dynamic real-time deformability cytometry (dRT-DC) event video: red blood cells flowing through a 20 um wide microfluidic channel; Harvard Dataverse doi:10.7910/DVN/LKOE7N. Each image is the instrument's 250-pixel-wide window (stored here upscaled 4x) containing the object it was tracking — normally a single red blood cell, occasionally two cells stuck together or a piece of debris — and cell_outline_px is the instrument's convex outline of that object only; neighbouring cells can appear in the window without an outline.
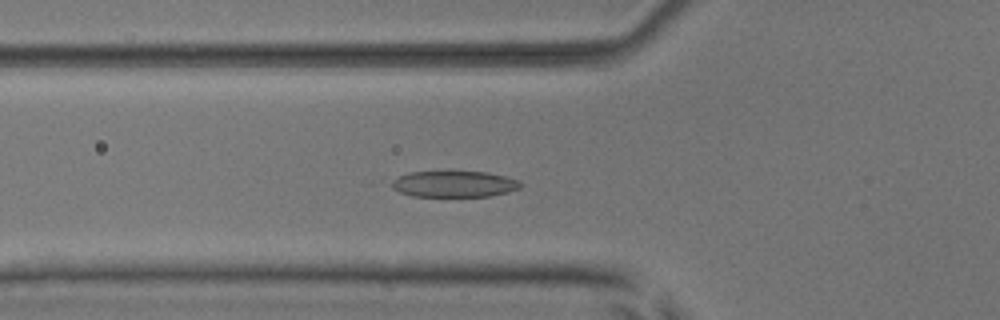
{"species": "common noctule bat (a hibernating species)", "species_latin": "Nyctalus noctula", "temperature_condition": "room temperature", "stored_images_in_passage": 53, "camera_frame_rate_fps": 3000, "um_per_image_px": 0.085, "animal": {"sex": "male", "body_mass_g": 17.9, "forearm_length_mm": 54.2}, "frame": {"image": 1, "passage_image": 19, "time_ms": 6.0, "image_size_px": [1000, 320], "cell_outline_px": [[524, 184], [520, 188], [508, 192], [488, 196], [412, 196], [400, 192], [384, 184], [380, 180], [380, 176], [408, 172], [448, 168], [488, 172], [520, 180]], "centroid_in_image_um": [38.32, 15.56], "position_along_channel_um": 87.5, "area_um2": 21.91}}
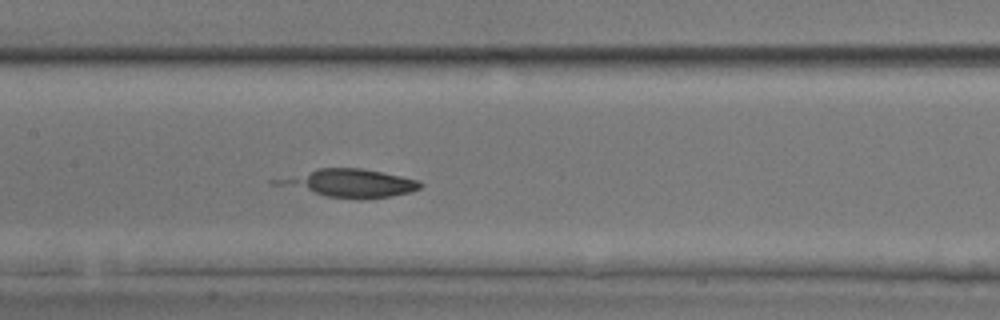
{"frame": {"image": 2, "passage_image": 26, "time_ms": 8.333, "image_size_px": [1000, 320], "cell_outline_px": [[424, 184], [420, 188], [412, 192], [392, 196], [360, 200], [324, 196], [268, 184], [268, 180], [316, 168], [360, 168], [420, 180]], "centroid_in_image_um": [29.59, 15.58], "position_along_channel_um": 177.8, "area_um2": 24.1}}
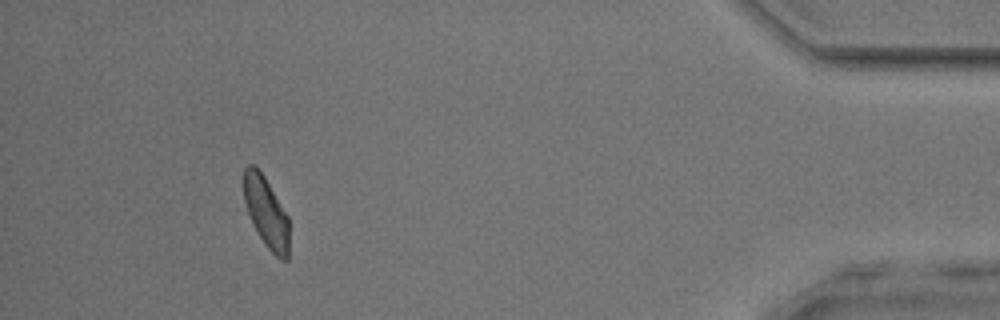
{"frame": {"image": 3, "passage_image": 49, "time_ms": 16.0, "image_size_px": [1000, 320], "cell_outline_px": [[288, 260], [280, 260], [268, 248], [260, 236], [248, 212], [244, 200], [244, 168], [248, 164], [252, 164], [264, 176], [288, 216]], "centroid_in_image_um": [22.63, 18.04], "position_along_channel_um": 412.6, "area_um2": 18.15}}